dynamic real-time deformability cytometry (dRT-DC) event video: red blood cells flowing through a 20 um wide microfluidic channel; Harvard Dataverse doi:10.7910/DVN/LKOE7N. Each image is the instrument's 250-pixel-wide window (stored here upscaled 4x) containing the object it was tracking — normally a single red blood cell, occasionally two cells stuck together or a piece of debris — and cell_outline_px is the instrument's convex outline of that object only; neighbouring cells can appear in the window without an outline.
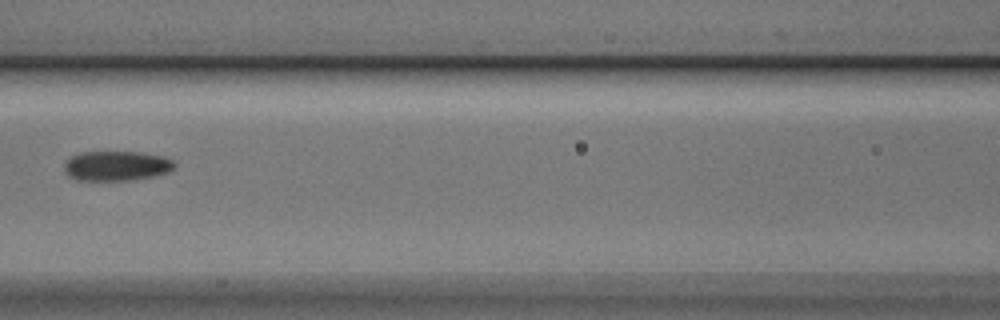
{"species": "Egyptian fruit bat (a non-hibernating species)", "species_latin": "Rousettus aegyptiacus", "temperature_condition": "cold", "stored_images_in_passage": 4, "camera_frame_rate_fps": 3000, "um_per_image_px": 0.085, "animal": {"sex": "male"}, "frame": {"image": 1, "passage_image": 4, "time_ms": 1.0, "image_size_px": [1000, 320], "cell_outline_px": [[176, 164], [168, 172], [152, 176], [128, 180], [76, 180], [64, 172], [64, 164], [72, 156], [80, 152], [140, 152], [164, 156], [172, 160]], "centroid_in_image_um": [9.89, 14.09], "position_along_channel_um": 156.7, "area_um2": 19.02}}